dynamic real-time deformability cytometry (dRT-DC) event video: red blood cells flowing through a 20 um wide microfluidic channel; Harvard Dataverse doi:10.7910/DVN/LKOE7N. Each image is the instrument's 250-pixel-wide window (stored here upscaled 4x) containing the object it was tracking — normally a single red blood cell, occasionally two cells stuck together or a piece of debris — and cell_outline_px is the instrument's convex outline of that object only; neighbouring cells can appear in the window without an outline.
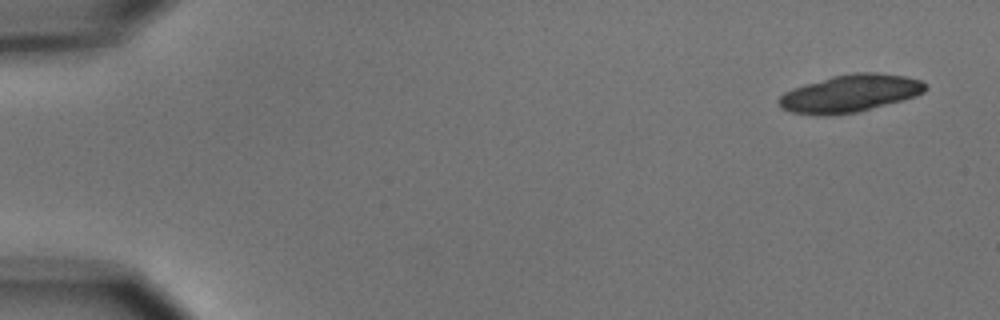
{"species": "common noctule bat (a hibernating species)", "species_latin": "Nyctalus noctula", "temperature_condition": "cold", "stored_images_in_passage": 5, "camera_frame_rate_fps": 3000, "um_per_image_px": 0.085, "animal": {"sex": "male", "body_mass_g": 15.6}, "frame": {"image": 1, "passage_image": 1, "time_ms": 0.0, "image_size_px": [1000, 320], "cell_outline_px": [[928, 88], [924, 92], [916, 96], [856, 112], [824, 116], [792, 112], [780, 108], [776, 100], [784, 92], [792, 88], [804, 84], [832, 76], [856, 72], [876, 72], [904, 76], [920, 80], [928, 84]], "centroid_in_image_um": [72.23, 7.93], "position_along_channel_um": 12.8, "area_um2": 32.02}}